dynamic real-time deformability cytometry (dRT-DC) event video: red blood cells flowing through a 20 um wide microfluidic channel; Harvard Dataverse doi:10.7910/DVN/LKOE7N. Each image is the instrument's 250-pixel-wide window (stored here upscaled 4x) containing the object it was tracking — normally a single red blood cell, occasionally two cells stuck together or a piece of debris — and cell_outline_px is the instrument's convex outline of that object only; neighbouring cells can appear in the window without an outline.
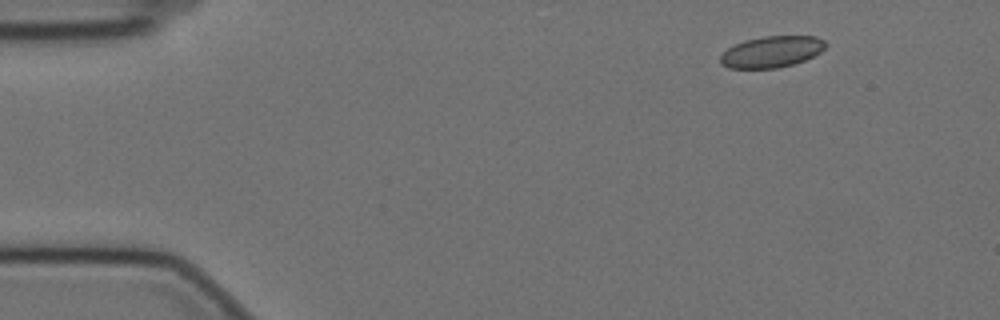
{"species": "Egyptian fruit bat (a non-hibernating species)", "species_latin": "Rousettus aegyptiacus", "temperature_condition": "cold", "stored_images_in_passage": 53, "camera_frame_rate_fps": 3000, "um_per_image_px": 0.085, "animal": {"sex": "female"}, "frame": {"image": 1, "passage_image": 1, "time_ms": 0.0, "image_size_px": [1000, 320], "cell_outline_px": [[828, 44], [820, 52], [804, 60], [792, 64], [776, 68], [728, 68], [720, 64], [720, 56], [728, 48], [744, 40], [764, 36], [816, 36], [824, 40]], "centroid_in_image_um": [65.58, 4.39], "position_along_channel_um": 19.4, "area_um2": 19.13}}
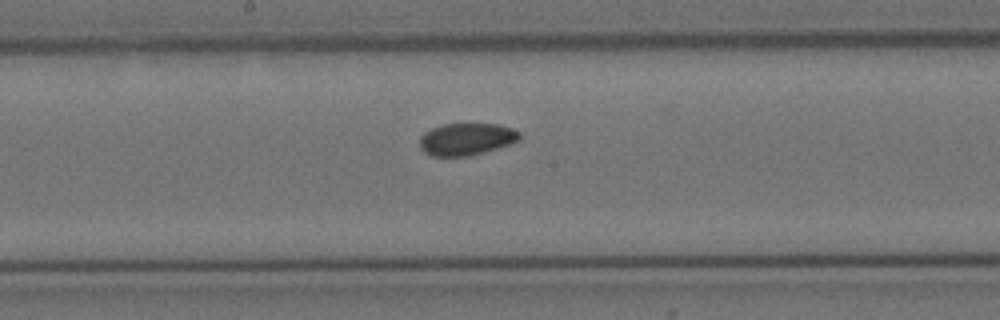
{"frame": {"image": 2, "passage_image": 25, "time_ms": 8.0, "image_size_px": [1000, 320], "cell_outline_px": [[524, 136], [520, 140], [512, 144], [468, 156], [432, 156], [424, 152], [420, 148], [420, 136], [424, 132], [432, 128], [444, 124], [500, 124], [512, 128], [520, 132]], "centroid_in_image_um": [39.69, 11.82], "position_along_channel_um": 208.5, "area_um2": 18.9}}
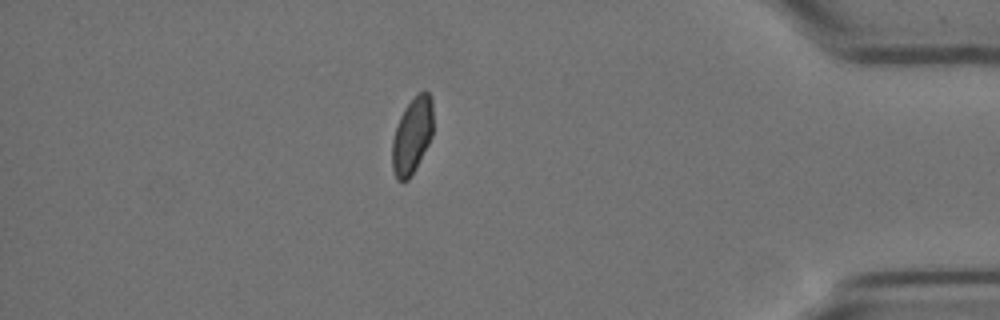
{"frame": {"image": 3, "passage_image": 45, "time_ms": 14.667, "image_size_px": [1000, 320], "cell_outline_px": [[432, 136], [428, 144], [408, 180], [396, 180], [392, 168], [392, 140], [400, 116], [404, 108], [416, 92], [428, 92], [432, 96]], "centroid_in_image_um": [35.02, 11.48], "position_along_channel_um": 400.2, "area_um2": 18.09}, "authors_computed_cell_mechanics": {"area_um2": 19.1318, "velocity_mm_per_s": 3.4657, "shape_relaxation_time_tau1_ms": null, "shape_relaxation_time_tau2_ms": 2.2425, "deformation_change_tau1": null, "deformation_change_tau2": 0.0374}}